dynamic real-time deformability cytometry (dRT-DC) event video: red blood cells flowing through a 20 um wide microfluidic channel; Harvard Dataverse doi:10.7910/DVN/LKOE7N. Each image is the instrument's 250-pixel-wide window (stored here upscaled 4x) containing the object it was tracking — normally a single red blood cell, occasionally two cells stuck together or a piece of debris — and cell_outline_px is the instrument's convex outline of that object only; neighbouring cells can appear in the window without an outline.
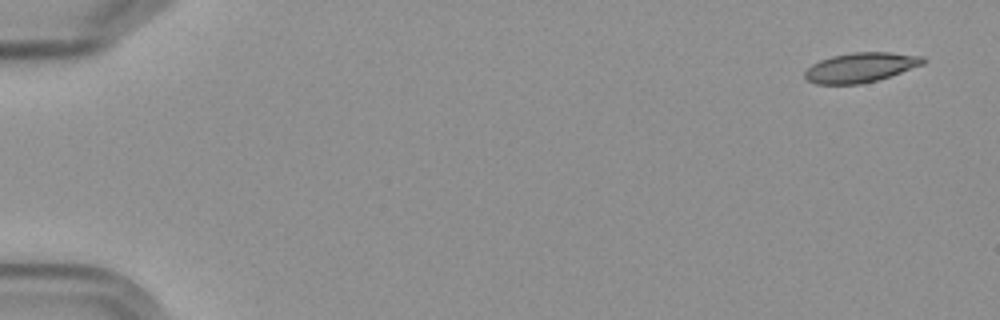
{"species": "Egyptian fruit bat (a non-hibernating species)", "species_latin": "Rousettus aegyptiacus", "temperature_condition": "cold", "stored_images_in_passage": 15, "camera_frame_rate_fps": 3000, "um_per_image_px": 0.085, "frame": {"image": 1, "passage_image": 1, "time_ms": 0.0, "image_size_px": [1000, 320], "cell_outline_px": [[928, 60], [924, 64], [876, 80], [860, 84], [816, 84], [808, 80], [804, 76], [804, 72], [812, 64], [820, 60], [832, 56], [852, 52], [892, 52], [924, 56]], "centroid_in_image_um": [73.17, 5.72], "position_along_channel_um": 11.8, "area_um2": 20.4}}
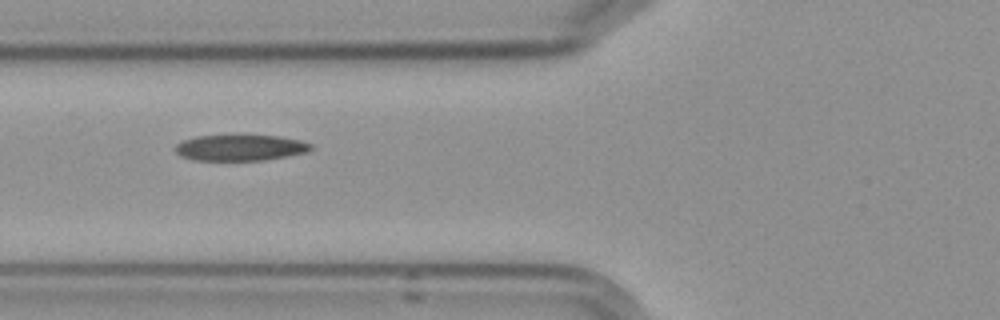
{"frame": {"image": 2, "passage_image": 6, "time_ms": 6.667, "image_size_px": [1000, 320], "cell_outline_px": [[312, 148], [308, 152], [288, 156], [264, 160], [192, 160], [180, 156], [172, 148], [176, 144], [184, 140], [196, 136], [232, 132], [280, 136], [300, 140], [312, 144]], "centroid_in_image_um": [20.39, 12.5], "position_along_channel_um": 105.4, "area_um2": 21.73}}
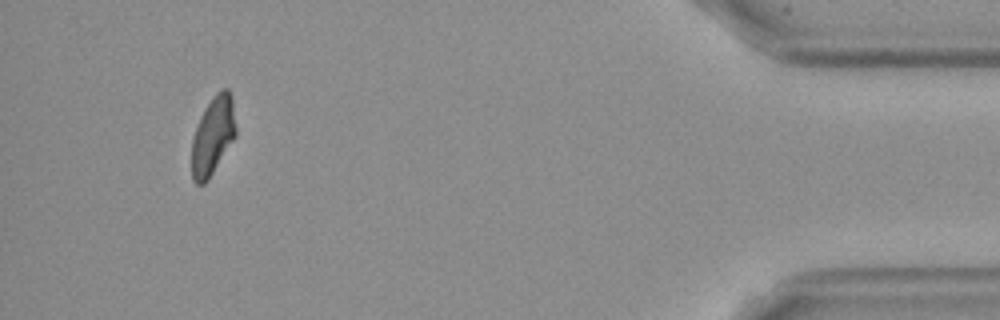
{"frame": {"image": 3, "passage_image": 14, "time_ms": 17.0, "image_size_px": [1000, 320], "cell_outline_px": [[236, 136], [208, 180], [204, 184], [196, 184], [192, 180], [192, 140], [200, 116], [204, 108], [212, 96], [220, 88], [228, 88], [232, 96], [236, 128]], "centroid_in_image_um": [18.1, 11.51], "position_along_channel_um": 417.1, "area_um2": 20.29}, "authors_computed_cell_mechanics": {"area_um2": 20.8658, "velocity_mm_per_s": 3.6092, "shape_relaxation_time_tau1_ms": null, "shape_relaxation_time_tau2_ms": 3.8523, "deformation_change_tau1": null, "deformation_change_tau2": 0.0894}}